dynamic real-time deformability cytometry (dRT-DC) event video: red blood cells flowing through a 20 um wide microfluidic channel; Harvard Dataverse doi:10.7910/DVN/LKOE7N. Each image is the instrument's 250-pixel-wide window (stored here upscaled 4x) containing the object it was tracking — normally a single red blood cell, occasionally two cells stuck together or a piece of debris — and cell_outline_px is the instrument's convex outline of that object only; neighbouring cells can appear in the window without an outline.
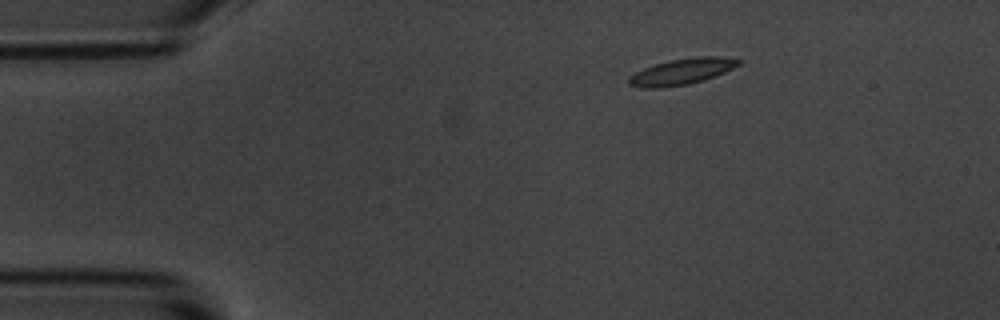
{"species": "common noctule bat (a hibernating species)", "species_latin": "Nyctalus noctula", "temperature_condition": "room temperature", "stored_images_in_passage": 4, "camera_frame_rate_fps": 3000, "um_per_image_px": 0.085, "animal": {"sex": "male", "body_mass_g": 20.1, "forearm_length_mm": 53.5}, "frame": {"image": 1, "passage_image": 2, "time_ms": 1.0, "image_size_px": [1000, 320], "cell_outline_px": [[744, 60], [740, 64], [724, 72], [704, 80], [688, 84], [660, 88], [644, 88], [628, 84], [628, 76], [644, 68], [656, 64], [672, 60], [696, 56], [720, 56]], "centroid_in_image_um": [57.97, 6.08], "position_along_channel_um": 27.0, "area_um2": 16.59}}
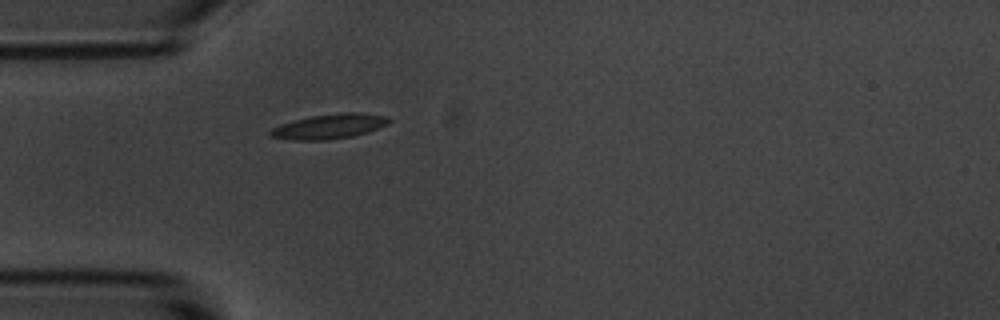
{"frame": {"image": 2, "passage_image": 4, "time_ms": 3.333, "image_size_px": [1000, 320], "cell_outline_px": [[392, 120], [388, 124], [368, 132], [352, 136], [324, 140], [292, 140], [272, 136], [268, 132], [272, 128], [280, 124], [312, 116], [340, 112], [360, 112], [388, 116]], "centroid_in_image_um": [28.04, 10.73], "position_along_channel_um": 57.0, "area_um2": 17.11}}